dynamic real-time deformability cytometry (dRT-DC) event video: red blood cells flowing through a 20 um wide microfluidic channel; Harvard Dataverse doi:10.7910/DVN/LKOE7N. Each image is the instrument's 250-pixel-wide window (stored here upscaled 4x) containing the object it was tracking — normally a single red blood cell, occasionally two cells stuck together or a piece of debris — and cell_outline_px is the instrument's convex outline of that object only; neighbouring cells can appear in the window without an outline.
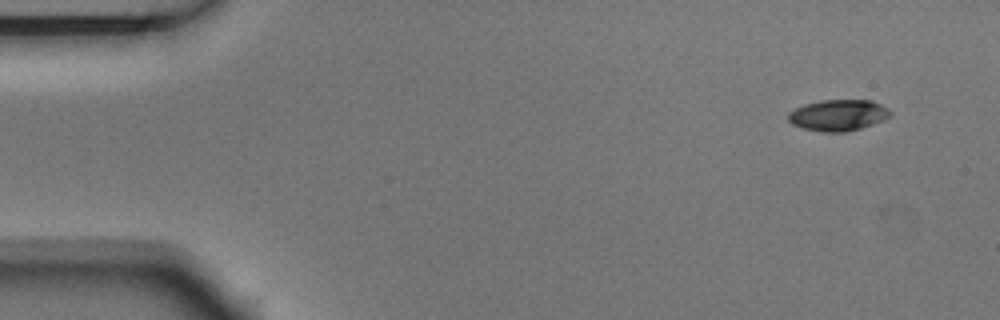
{"species": "Egyptian fruit bat (a non-hibernating species)", "species_latin": "Rousettus aegyptiacus", "temperature_condition": "room temperature", "stored_images_in_passage": 5, "camera_frame_rate_fps": 3000, "um_per_image_px": 0.085, "animal": {"sex": "male"}, "frame": {"image": 1, "passage_image": 1, "time_ms": 0.0, "image_size_px": [1000, 320], "cell_outline_px": [[892, 116], [884, 120], [860, 128], [844, 132], [820, 132], [804, 128], [792, 124], [788, 120], [788, 112], [804, 104], [820, 100], [872, 100], [888, 108], [892, 112]], "centroid_in_image_um": [71.26, 9.78], "position_along_channel_um": 13.7, "area_um2": 18.67}}
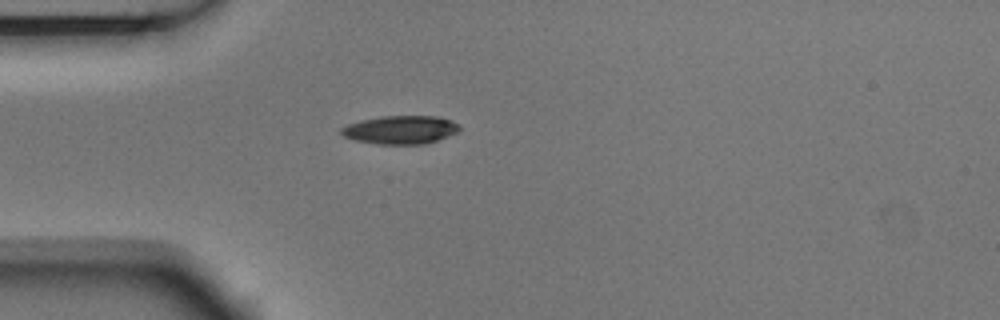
{"frame": {"image": 2, "passage_image": 4, "time_ms": 1.0, "image_size_px": [1000, 320], "cell_outline_px": [[460, 128], [456, 132], [448, 136], [424, 144], [376, 144], [356, 140], [344, 136], [340, 132], [340, 128], [348, 124], [360, 120], [380, 116], [436, 116], [452, 120], [460, 124]], "centroid_in_image_um": [34.04, 11.02], "position_along_channel_um": 51.0, "area_um2": 19.54}}